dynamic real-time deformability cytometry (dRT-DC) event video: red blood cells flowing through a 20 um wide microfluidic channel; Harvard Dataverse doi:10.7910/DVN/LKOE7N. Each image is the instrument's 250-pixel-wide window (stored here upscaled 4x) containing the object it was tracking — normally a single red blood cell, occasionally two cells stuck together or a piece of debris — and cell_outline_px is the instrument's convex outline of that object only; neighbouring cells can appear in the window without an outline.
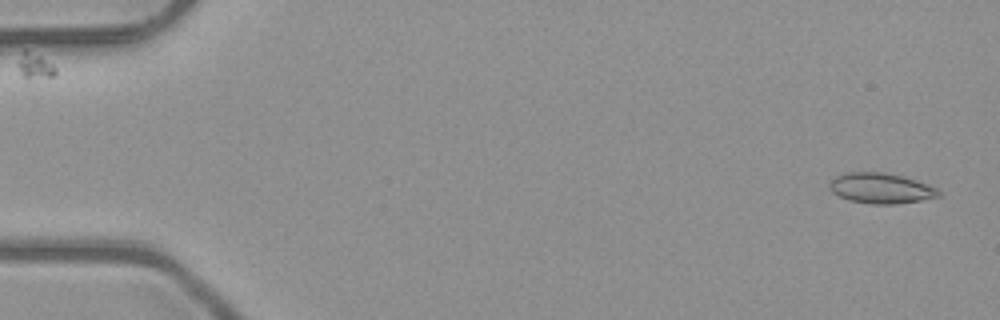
{"species": "common noctule bat (a hibernating species)", "species_latin": "Nyctalus noctula", "temperature_condition": "room temperature", "stored_images_in_passage": 46, "camera_frame_rate_fps": 3000, "um_per_image_px": 0.085, "animal": {"sex": "male", "body_mass_g": 23.1, "forearm_length_mm": 52.7}, "frame": {"image": 1, "passage_image": 1, "time_ms": 0.0, "image_size_px": [1000, 320], "cell_outline_px": [[940, 196], [920, 200], [896, 204], [872, 204], [848, 200], [832, 192], [828, 188], [828, 184], [836, 176], [848, 172], [884, 172], [904, 176], [928, 184], [936, 188], [940, 192]], "centroid_in_image_um": [74.86, 16.0], "position_along_channel_um": 10.1, "area_um2": 19.36}}
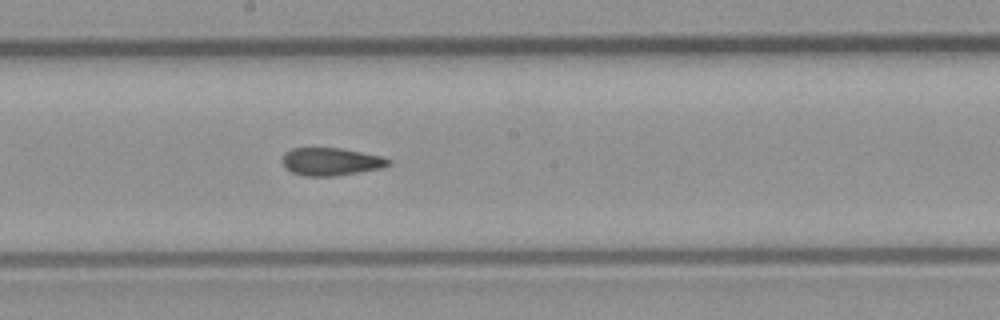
{"frame": {"image": 2, "passage_image": 27, "time_ms": 8.667, "image_size_px": [1000, 320], "cell_outline_px": [[392, 164], [384, 168], [336, 176], [304, 176], [292, 172], [280, 160], [284, 152], [292, 148], [340, 148], [380, 156], [392, 160]], "centroid_in_image_um": [28.15, 13.74], "position_along_channel_um": 220.1, "area_um2": 17.28}}
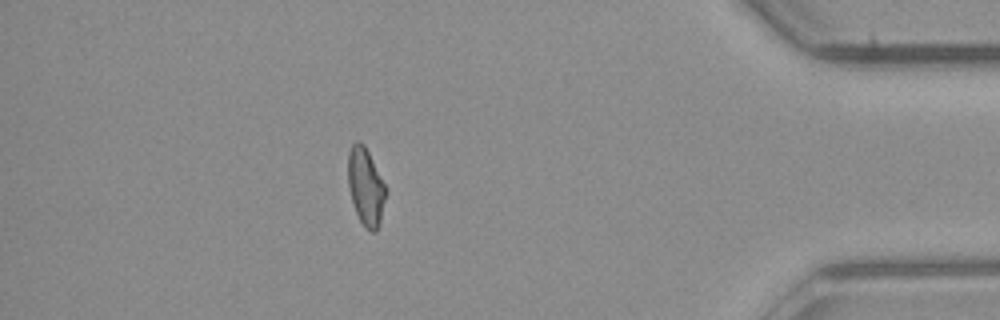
{"frame": {"image": 3, "passage_image": 44, "time_ms": 14.333, "image_size_px": [1000, 320], "cell_outline_px": [[384, 200], [380, 224], [376, 232], [372, 232], [364, 228], [356, 212], [348, 188], [348, 152], [352, 144], [356, 140], [360, 140], [364, 144], [384, 184]], "centroid_in_image_um": [31.05, 15.87], "position_along_channel_um": 404.2, "area_um2": 16.76}}